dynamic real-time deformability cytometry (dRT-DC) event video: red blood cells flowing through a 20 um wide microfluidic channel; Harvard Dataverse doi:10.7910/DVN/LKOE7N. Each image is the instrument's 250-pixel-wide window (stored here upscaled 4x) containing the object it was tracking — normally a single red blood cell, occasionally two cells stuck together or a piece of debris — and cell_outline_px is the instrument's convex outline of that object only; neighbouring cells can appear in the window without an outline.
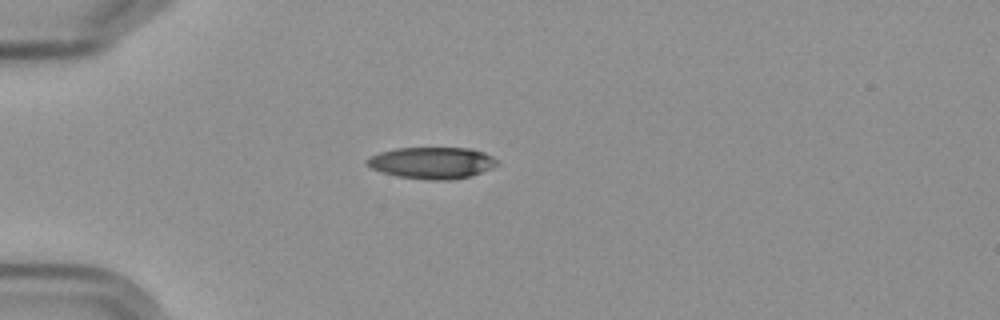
{"species": "Egyptian fruit bat (a non-hibernating species)", "species_latin": "Rousettus aegyptiacus", "temperature_condition": "cold", "stored_images_in_passage": 5, "camera_frame_rate_fps": 3000, "um_per_image_px": 0.085, "frame": {"image": 1, "passage_image": 1, "time_ms": 0.0, "image_size_px": [1000, 320], "cell_outline_px": [[500, 164], [492, 168], [472, 176], [452, 180], [428, 180], [396, 176], [372, 168], [364, 160], [368, 156], [380, 152], [396, 148], [468, 148], [484, 152], [492, 156]], "centroid_in_image_um": [36.74, 13.84], "position_along_channel_um": 48.3, "area_um2": 24.1}}
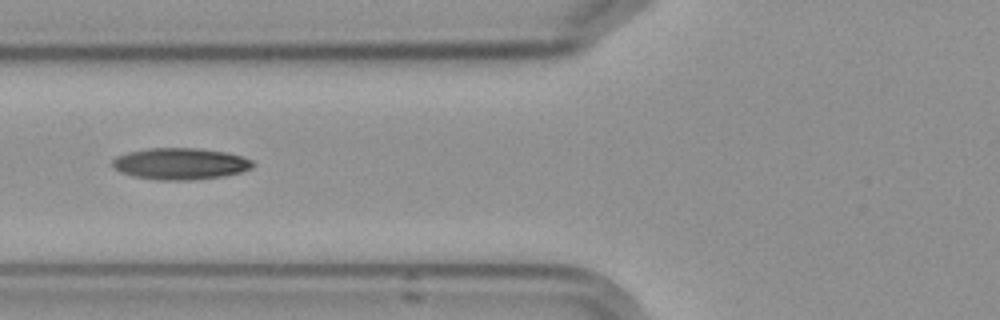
{"frame": {"image": 2, "passage_image": 3, "time_ms": 2.333, "image_size_px": [1000, 320], "cell_outline_px": [[256, 164], [252, 168], [240, 172], [224, 176], [188, 180], [156, 180], [132, 176], [120, 172], [112, 164], [112, 160], [116, 156], [128, 152], [148, 148], [196, 148], [224, 152], [240, 156], [252, 160]], "centroid_in_image_um": [15.31, 13.92], "position_along_channel_um": 110.5, "area_um2": 25.78}}